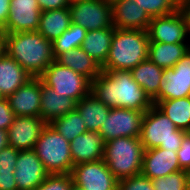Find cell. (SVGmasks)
<instances>
[{"label": "cell", "mask_w": 190, "mask_h": 190, "mask_svg": "<svg viewBox=\"0 0 190 190\" xmlns=\"http://www.w3.org/2000/svg\"><path fill=\"white\" fill-rule=\"evenodd\" d=\"M91 93L109 108L147 111L154 105L126 70L102 71L91 82Z\"/></svg>", "instance_id": "1"}, {"label": "cell", "mask_w": 190, "mask_h": 190, "mask_svg": "<svg viewBox=\"0 0 190 190\" xmlns=\"http://www.w3.org/2000/svg\"><path fill=\"white\" fill-rule=\"evenodd\" d=\"M5 52L33 78H39L55 60L52 42L38 31L5 34Z\"/></svg>", "instance_id": "2"}, {"label": "cell", "mask_w": 190, "mask_h": 190, "mask_svg": "<svg viewBox=\"0 0 190 190\" xmlns=\"http://www.w3.org/2000/svg\"><path fill=\"white\" fill-rule=\"evenodd\" d=\"M149 41L147 31L115 28L102 71H130L148 59Z\"/></svg>", "instance_id": "3"}, {"label": "cell", "mask_w": 190, "mask_h": 190, "mask_svg": "<svg viewBox=\"0 0 190 190\" xmlns=\"http://www.w3.org/2000/svg\"><path fill=\"white\" fill-rule=\"evenodd\" d=\"M144 148L139 137H120L106 142L103 160L118 179L141 174Z\"/></svg>", "instance_id": "4"}, {"label": "cell", "mask_w": 190, "mask_h": 190, "mask_svg": "<svg viewBox=\"0 0 190 190\" xmlns=\"http://www.w3.org/2000/svg\"><path fill=\"white\" fill-rule=\"evenodd\" d=\"M186 133L178 129L164 112L153 105L144 114L139 138L144 150L162 148L177 151Z\"/></svg>", "instance_id": "5"}, {"label": "cell", "mask_w": 190, "mask_h": 190, "mask_svg": "<svg viewBox=\"0 0 190 190\" xmlns=\"http://www.w3.org/2000/svg\"><path fill=\"white\" fill-rule=\"evenodd\" d=\"M34 152L49 174H70L73 161L70 142L61 136L50 124H46L34 146Z\"/></svg>", "instance_id": "6"}, {"label": "cell", "mask_w": 190, "mask_h": 190, "mask_svg": "<svg viewBox=\"0 0 190 190\" xmlns=\"http://www.w3.org/2000/svg\"><path fill=\"white\" fill-rule=\"evenodd\" d=\"M39 78L46 86L54 89L61 96L73 99L76 103L91 93L92 81L89 78L60 65L55 60Z\"/></svg>", "instance_id": "7"}, {"label": "cell", "mask_w": 190, "mask_h": 190, "mask_svg": "<svg viewBox=\"0 0 190 190\" xmlns=\"http://www.w3.org/2000/svg\"><path fill=\"white\" fill-rule=\"evenodd\" d=\"M71 22L87 31L113 26L112 5L107 0H83L70 4Z\"/></svg>", "instance_id": "8"}, {"label": "cell", "mask_w": 190, "mask_h": 190, "mask_svg": "<svg viewBox=\"0 0 190 190\" xmlns=\"http://www.w3.org/2000/svg\"><path fill=\"white\" fill-rule=\"evenodd\" d=\"M147 32L151 42L190 43L188 21L181 8L165 16L153 17Z\"/></svg>", "instance_id": "9"}, {"label": "cell", "mask_w": 190, "mask_h": 190, "mask_svg": "<svg viewBox=\"0 0 190 190\" xmlns=\"http://www.w3.org/2000/svg\"><path fill=\"white\" fill-rule=\"evenodd\" d=\"M71 176L75 187L81 190H117L118 179L104 160L80 163L73 166Z\"/></svg>", "instance_id": "10"}, {"label": "cell", "mask_w": 190, "mask_h": 190, "mask_svg": "<svg viewBox=\"0 0 190 190\" xmlns=\"http://www.w3.org/2000/svg\"><path fill=\"white\" fill-rule=\"evenodd\" d=\"M146 111L111 108L99 133L109 141L120 137H140L142 120Z\"/></svg>", "instance_id": "11"}, {"label": "cell", "mask_w": 190, "mask_h": 190, "mask_svg": "<svg viewBox=\"0 0 190 190\" xmlns=\"http://www.w3.org/2000/svg\"><path fill=\"white\" fill-rule=\"evenodd\" d=\"M190 96V49L171 69H164L163 82L158 96L153 100L157 105L163 100Z\"/></svg>", "instance_id": "12"}, {"label": "cell", "mask_w": 190, "mask_h": 190, "mask_svg": "<svg viewBox=\"0 0 190 190\" xmlns=\"http://www.w3.org/2000/svg\"><path fill=\"white\" fill-rule=\"evenodd\" d=\"M48 175L33 149L19 151L14 170L18 190L36 189Z\"/></svg>", "instance_id": "13"}, {"label": "cell", "mask_w": 190, "mask_h": 190, "mask_svg": "<svg viewBox=\"0 0 190 190\" xmlns=\"http://www.w3.org/2000/svg\"><path fill=\"white\" fill-rule=\"evenodd\" d=\"M41 12L37 0H10L9 16L3 32L37 31Z\"/></svg>", "instance_id": "14"}, {"label": "cell", "mask_w": 190, "mask_h": 190, "mask_svg": "<svg viewBox=\"0 0 190 190\" xmlns=\"http://www.w3.org/2000/svg\"><path fill=\"white\" fill-rule=\"evenodd\" d=\"M46 124L40 117L15 116L7 129L8 145L19 151L34 149Z\"/></svg>", "instance_id": "15"}, {"label": "cell", "mask_w": 190, "mask_h": 190, "mask_svg": "<svg viewBox=\"0 0 190 190\" xmlns=\"http://www.w3.org/2000/svg\"><path fill=\"white\" fill-rule=\"evenodd\" d=\"M7 100L15 116L40 117L41 79L31 78Z\"/></svg>", "instance_id": "16"}, {"label": "cell", "mask_w": 190, "mask_h": 190, "mask_svg": "<svg viewBox=\"0 0 190 190\" xmlns=\"http://www.w3.org/2000/svg\"><path fill=\"white\" fill-rule=\"evenodd\" d=\"M182 170L177 152L162 148L144 150L141 174L149 179L165 177Z\"/></svg>", "instance_id": "17"}, {"label": "cell", "mask_w": 190, "mask_h": 190, "mask_svg": "<svg viewBox=\"0 0 190 190\" xmlns=\"http://www.w3.org/2000/svg\"><path fill=\"white\" fill-rule=\"evenodd\" d=\"M111 5L115 28L147 31L152 18L135 0H118Z\"/></svg>", "instance_id": "18"}, {"label": "cell", "mask_w": 190, "mask_h": 190, "mask_svg": "<svg viewBox=\"0 0 190 190\" xmlns=\"http://www.w3.org/2000/svg\"><path fill=\"white\" fill-rule=\"evenodd\" d=\"M105 145V139L96 131H87L76 136L70 141L73 166L80 163L103 160Z\"/></svg>", "instance_id": "19"}, {"label": "cell", "mask_w": 190, "mask_h": 190, "mask_svg": "<svg viewBox=\"0 0 190 190\" xmlns=\"http://www.w3.org/2000/svg\"><path fill=\"white\" fill-rule=\"evenodd\" d=\"M33 78L6 52L0 56V93L7 98Z\"/></svg>", "instance_id": "20"}, {"label": "cell", "mask_w": 190, "mask_h": 190, "mask_svg": "<svg viewBox=\"0 0 190 190\" xmlns=\"http://www.w3.org/2000/svg\"><path fill=\"white\" fill-rule=\"evenodd\" d=\"M40 118L49 124L52 120L64 116L76 108V102L61 96L41 80Z\"/></svg>", "instance_id": "21"}, {"label": "cell", "mask_w": 190, "mask_h": 190, "mask_svg": "<svg viewBox=\"0 0 190 190\" xmlns=\"http://www.w3.org/2000/svg\"><path fill=\"white\" fill-rule=\"evenodd\" d=\"M130 72L132 78L145 90V93L153 101L160 92L164 69L146 59L131 69Z\"/></svg>", "instance_id": "22"}, {"label": "cell", "mask_w": 190, "mask_h": 190, "mask_svg": "<svg viewBox=\"0 0 190 190\" xmlns=\"http://www.w3.org/2000/svg\"><path fill=\"white\" fill-rule=\"evenodd\" d=\"M55 61L69 67L93 81L101 72L102 67L91 58L81 47L59 54Z\"/></svg>", "instance_id": "23"}, {"label": "cell", "mask_w": 190, "mask_h": 190, "mask_svg": "<svg viewBox=\"0 0 190 190\" xmlns=\"http://www.w3.org/2000/svg\"><path fill=\"white\" fill-rule=\"evenodd\" d=\"M190 49V43H160L149 41L148 59L162 69H171Z\"/></svg>", "instance_id": "24"}, {"label": "cell", "mask_w": 190, "mask_h": 190, "mask_svg": "<svg viewBox=\"0 0 190 190\" xmlns=\"http://www.w3.org/2000/svg\"><path fill=\"white\" fill-rule=\"evenodd\" d=\"M115 27L87 31L81 48L102 67L108 57Z\"/></svg>", "instance_id": "25"}, {"label": "cell", "mask_w": 190, "mask_h": 190, "mask_svg": "<svg viewBox=\"0 0 190 190\" xmlns=\"http://www.w3.org/2000/svg\"><path fill=\"white\" fill-rule=\"evenodd\" d=\"M76 109L83 118L87 131L99 132L111 108L90 93L76 103Z\"/></svg>", "instance_id": "26"}, {"label": "cell", "mask_w": 190, "mask_h": 190, "mask_svg": "<svg viewBox=\"0 0 190 190\" xmlns=\"http://www.w3.org/2000/svg\"><path fill=\"white\" fill-rule=\"evenodd\" d=\"M69 8L41 12L38 32L49 41L56 40L71 25Z\"/></svg>", "instance_id": "27"}, {"label": "cell", "mask_w": 190, "mask_h": 190, "mask_svg": "<svg viewBox=\"0 0 190 190\" xmlns=\"http://www.w3.org/2000/svg\"><path fill=\"white\" fill-rule=\"evenodd\" d=\"M178 129L190 132V96L163 100L156 105Z\"/></svg>", "instance_id": "28"}, {"label": "cell", "mask_w": 190, "mask_h": 190, "mask_svg": "<svg viewBox=\"0 0 190 190\" xmlns=\"http://www.w3.org/2000/svg\"><path fill=\"white\" fill-rule=\"evenodd\" d=\"M49 124L69 142L76 136L87 132L83 118L76 108L66 115L52 120Z\"/></svg>", "instance_id": "29"}, {"label": "cell", "mask_w": 190, "mask_h": 190, "mask_svg": "<svg viewBox=\"0 0 190 190\" xmlns=\"http://www.w3.org/2000/svg\"><path fill=\"white\" fill-rule=\"evenodd\" d=\"M86 33L87 30L82 26L71 23L70 27L52 42L54 58L61 53L81 47Z\"/></svg>", "instance_id": "30"}, {"label": "cell", "mask_w": 190, "mask_h": 190, "mask_svg": "<svg viewBox=\"0 0 190 190\" xmlns=\"http://www.w3.org/2000/svg\"><path fill=\"white\" fill-rule=\"evenodd\" d=\"M154 190H189L190 172L180 170L165 177L151 180Z\"/></svg>", "instance_id": "31"}, {"label": "cell", "mask_w": 190, "mask_h": 190, "mask_svg": "<svg viewBox=\"0 0 190 190\" xmlns=\"http://www.w3.org/2000/svg\"><path fill=\"white\" fill-rule=\"evenodd\" d=\"M135 2L151 18L171 14L180 8L173 0H135Z\"/></svg>", "instance_id": "32"}, {"label": "cell", "mask_w": 190, "mask_h": 190, "mask_svg": "<svg viewBox=\"0 0 190 190\" xmlns=\"http://www.w3.org/2000/svg\"><path fill=\"white\" fill-rule=\"evenodd\" d=\"M73 187L71 174H49L34 190H72Z\"/></svg>", "instance_id": "33"}, {"label": "cell", "mask_w": 190, "mask_h": 190, "mask_svg": "<svg viewBox=\"0 0 190 190\" xmlns=\"http://www.w3.org/2000/svg\"><path fill=\"white\" fill-rule=\"evenodd\" d=\"M117 190H154L151 179L142 174L118 180Z\"/></svg>", "instance_id": "34"}, {"label": "cell", "mask_w": 190, "mask_h": 190, "mask_svg": "<svg viewBox=\"0 0 190 190\" xmlns=\"http://www.w3.org/2000/svg\"><path fill=\"white\" fill-rule=\"evenodd\" d=\"M176 152L180 168L190 172V132L183 136L180 148Z\"/></svg>", "instance_id": "35"}, {"label": "cell", "mask_w": 190, "mask_h": 190, "mask_svg": "<svg viewBox=\"0 0 190 190\" xmlns=\"http://www.w3.org/2000/svg\"><path fill=\"white\" fill-rule=\"evenodd\" d=\"M14 170L15 167H0V190H18Z\"/></svg>", "instance_id": "36"}, {"label": "cell", "mask_w": 190, "mask_h": 190, "mask_svg": "<svg viewBox=\"0 0 190 190\" xmlns=\"http://www.w3.org/2000/svg\"><path fill=\"white\" fill-rule=\"evenodd\" d=\"M15 114L9 106L7 98L0 99V129L6 130L14 121Z\"/></svg>", "instance_id": "37"}, {"label": "cell", "mask_w": 190, "mask_h": 190, "mask_svg": "<svg viewBox=\"0 0 190 190\" xmlns=\"http://www.w3.org/2000/svg\"><path fill=\"white\" fill-rule=\"evenodd\" d=\"M19 150L7 145L0 150V167H15Z\"/></svg>", "instance_id": "38"}, {"label": "cell", "mask_w": 190, "mask_h": 190, "mask_svg": "<svg viewBox=\"0 0 190 190\" xmlns=\"http://www.w3.org/2000/svg\"><path fill=\"white\" fill-rule=\"evenodd\" d=\"M37 2L42 12L69 8L70 6L68 0H37Z\"/></svg>", "instance_id": "39"}, {"label": "cell", "mask_w": 190, "mask_h": 190, "mask_svg": "<svg viewBox=\"0 0 190 190\" xmlns=\"http://www.w3.org/2000/svg\"><path fill=\"white\" fill-rule=\"evenodd\" d=\"M10 0H0V29L4 30V26L9 16Z\"/></svg>", "instance_id": "40"}, {"label": "cell", "mask_w": 190, "mask_h": 190, "mask_svg": "<svg viewBox=\"0 0 190 190\" xmlns=\"http://www.w3.org/2000/svg\"><path fill=\"white\" fill-rule=\"evenodd\" d=\"M180 8L183 10V12L186 15V19L188 21V29H189V33H190V0H185L182 3Z\"/></svg>", "instance_id": "41"}, {"label": "cell", "mask_w": 190, "mask_h": 190, "mask_svg": "<svg viewBox=\"0 0 190 190\" xmlns=\"http://www.w3.org/2000/svg\"><path fill=\"white\" fill-rule=\"evenodd\" d=\"M8 145L7 131L0 129V150Z\"/></svg>", "instance_id": "42"}, {"label": "cell", "mask_w": 190, "mask_h": 190, "mask_svg": "<svg viewBox=\"0 0 190 190\" xmlns=\"http://www.w3.org/2000/svg\"><path fill=\"white\" fill-rule=\"evenodd\" d=\"M5 52V33L0 29V56Z\"/></svg>", "instance_id": "43"}, {"label": "cell", "mask_w": 190, "mask_h": 190, "mask_svg": "<svg viewBox=\"0 0 190 190\" xmlns=\"http://www.w3.org/2000/svg\"><path fill=\"white\" fill-rule=\"evenodd\" d=\"M179 7H181L182 3L185 1V0H173Z\"/></svg>", "instance_id": "44"}, {"label": "cell", "mask_w": 190, "mask_h": 190, "mask_svg": "<svg viewBox=\"0 0 190 190\" xmlns=\"http://www.w3.org/2000/svg\"><path fill=\"white\" fill-rule=\"evenodd\" d=\"M78 1H83V0H68L69 4H72V3H75V2H78Z\"/></svg>", "instance_id": "45"}, {"label": "cell", "mask_w": 190, "mask_h": 190, "mask_svg": "<svg viewBox=\"0 0 190 190\" xmlns=\"http://www.w3.org/2000/svg\"><path fill=\"white\" fill-rule=\"evenodd\" d=\"M110 4H112V3H114V2H116V1H118V0H107Z\"/></svg>", "instance_id": "46"}, {"label": "cell", "mask_w": 190, "mask_h": 190, "mask_svg": "<svg viewBox=\"0 0 190 190\" xmlns=\"http://www.w3.org/2000/svg\"><path fill=\"white\" fill-rule=\"evenodd\" d=\"M72 190H81V189H79L78 187L74 186Z\"/></svg>", "instance_id": "47"}]
</instances>
